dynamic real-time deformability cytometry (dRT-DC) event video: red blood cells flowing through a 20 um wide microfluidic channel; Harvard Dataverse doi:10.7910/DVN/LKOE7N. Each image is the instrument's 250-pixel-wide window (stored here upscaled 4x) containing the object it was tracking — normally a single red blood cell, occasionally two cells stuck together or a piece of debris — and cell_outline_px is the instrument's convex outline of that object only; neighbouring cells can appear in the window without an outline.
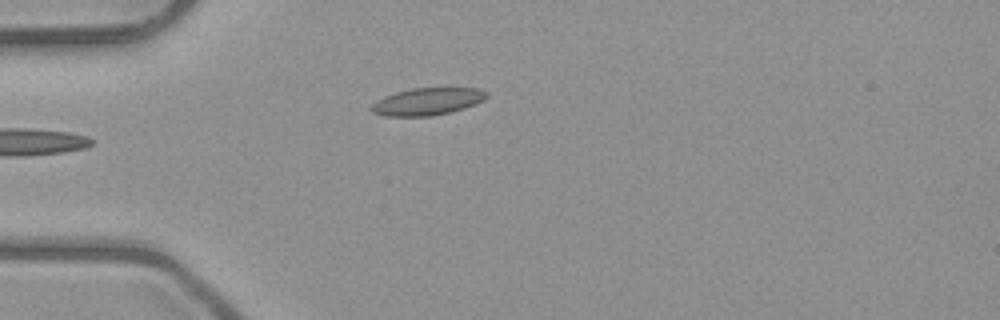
{"species": "common noctule bat (a hibernating species)", "species_latin": "Nyctalus noctula", "temperature_condition": "room temperature", "stored_images_in_passage": 3, "camera_frame_rate_fps": 3000, "um_per_image_px": 0.085, "animal": {"sex": "male", "body_mass_g": 23.1, "forearm_length_mm": 52.7}, "frame": {"image": 1, "passage_image": 2, "time_ms": 1.333, "image_size_px": [1000, 320], "cell_outline_px": [[488, 96], [484, 100], [476, 104], [464, 108], [432, 116], [384, 116], [372, 112], [368, 108], [376, 100], [384, 96], [396, 92], [412, 88], [476, 88], [488, 92]], "centroid_in_image_um": [36.3, 8.63], "position_along_channel_um": 48.7, "area_um2": 18.38}}